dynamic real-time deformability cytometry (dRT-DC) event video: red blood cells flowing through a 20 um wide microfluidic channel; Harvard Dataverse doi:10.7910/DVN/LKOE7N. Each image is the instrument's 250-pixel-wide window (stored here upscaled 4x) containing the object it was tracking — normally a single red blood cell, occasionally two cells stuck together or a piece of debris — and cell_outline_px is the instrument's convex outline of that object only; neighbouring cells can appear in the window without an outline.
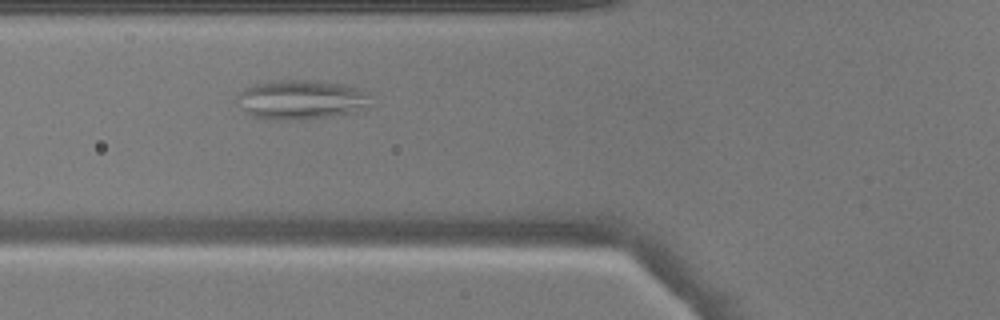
{"species": "common noctule bat (a hibernating species)", "species_latin": "Nyctalus noctula", "temperature_condition": "warm", "stored_images_in_passage": 34, "camera_frame_rate_fps": 3000, "um_per_image_px": 0.085, "animal": {"sex": "male", "body_mass_g": 17.9}, "frame": {"image": 1, "passage_image": 3, "time_ms": 0.667, "image_size_px": [1000, 320], "cell_outline_px": [[368, 108], [364, 112], [300, 120], [268, 120], [252, 116], [244, 112], [236, 104], [240, 92], [244, 88], [252, 84], [272, 80], [300, 80], [344, 84], [356, 88], [368, 96]], "centroid_in_image_um": [25.55, 8.5], "position_along_channel_um": 100.3, "area_um2": 31.1}}
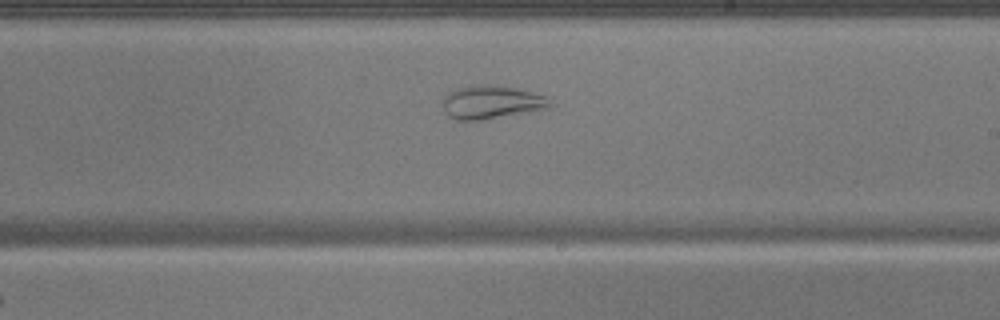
{"frame": {"image": 2, "passage_image": 14, "time_ms": 4.333, "image_size_px": [1000, 320], "cell_outline_px": [[556, 104], [552, 108], [480, 120], [456, 120], [448, 116], [444, 112], [440, 104], [444, 96], [448, 92], [456, 88], [476, 84], [496, 84], [516, 88], [548, 96]], "centroid_in_image_um": [41.79, 8.67], "position_along_channel_um": 247.2, "area_um2": 21.56}}
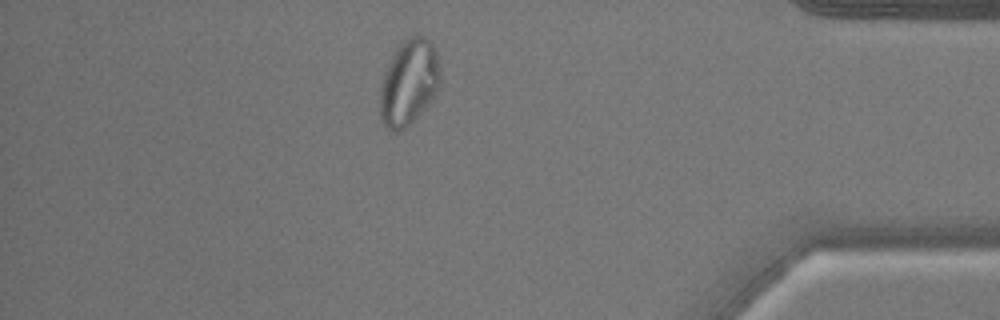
{"frame": {"image": 3, "passage_image": 28, "time_ms": 9.0, "image_size_px": [1000, 320], "cell_outline_px": [[440, 88], [412, 120], [400, 132], [396, 132], [388, 128], [384, 124], [380, 116], [380, 88], [388, 64], [392, 56], [404, 40], [408, 36], [416, 32], [424, 36], [436, 48], [440, 72]], "centroid_in_image_um": [34.77, 6.95], "position_along_channel_um": 400.4, "area_um2": 29.71}}